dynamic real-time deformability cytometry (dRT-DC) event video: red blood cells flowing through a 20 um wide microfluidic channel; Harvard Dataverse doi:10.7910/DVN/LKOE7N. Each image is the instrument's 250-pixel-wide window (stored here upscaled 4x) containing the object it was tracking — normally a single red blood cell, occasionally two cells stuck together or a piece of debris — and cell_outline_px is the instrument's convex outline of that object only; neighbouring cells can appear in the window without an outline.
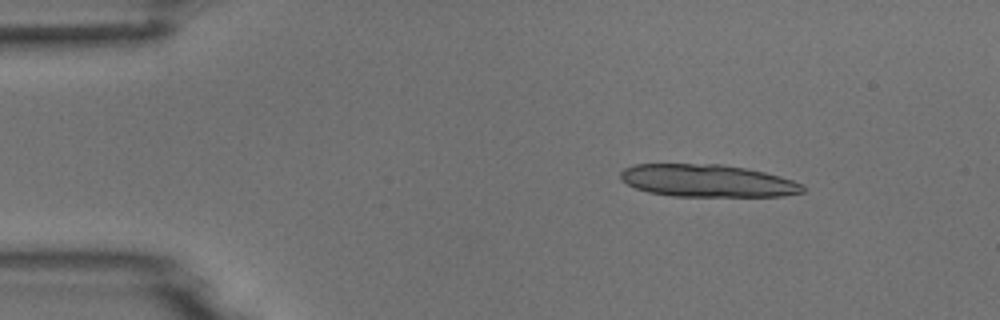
{"species": "common noctule bat (a hibernating species)", "species_latin": "Nyctalus noctula", "temperature_condition": "room temperature", "stored_images_in_passage": 5, "camera_frame_rate_fps": 3000, "um_per_image_px": 0.085, "animal": {"sex": "male", "body_mass_g": 18.8}, "frame": {"image": 1, "passage_image": 3, "time_ms": 2.0, "image_size_px": [1000, 320], "cell_outline_px": [[804, 192], [784, 196], [672, 196], [648, 192], [636, 188], [620, 180], [620, 172], [624, 168], [636, 164], [720, 164], [744, 168], [764, 172], [780, 176], [804, 184]], "centroid_in_image_um": [60.12, 15.36], "position_along_channel_um": 24.9, "area_um2": 34.51}}